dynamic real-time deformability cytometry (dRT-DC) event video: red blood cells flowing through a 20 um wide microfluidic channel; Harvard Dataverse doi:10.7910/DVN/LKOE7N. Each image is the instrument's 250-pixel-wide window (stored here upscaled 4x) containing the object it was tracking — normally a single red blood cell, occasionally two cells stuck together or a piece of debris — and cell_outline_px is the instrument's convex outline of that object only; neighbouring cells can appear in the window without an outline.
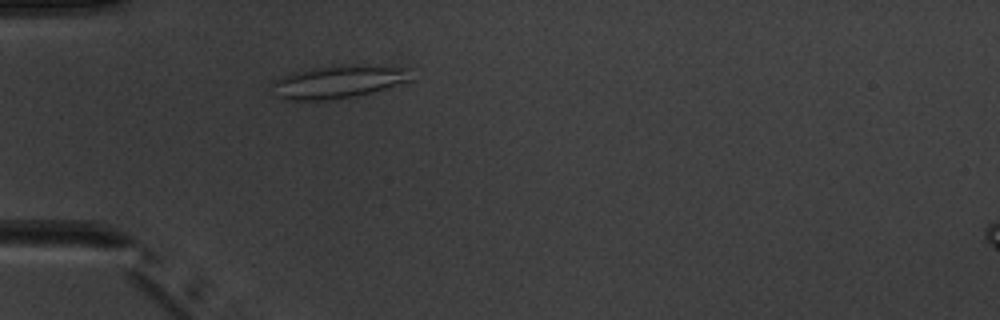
{"species": "common noctule bat (a hibernating species)", "species_latin": "Nyctalus noctula", "temperature_condition": "warm", "stored_images_in_passage": 2, "camera_frame_rate_fps": 3000, "um_per_image_px": 0.085, "animal": {"sex": "male", "body_mass_g": 20.1, "forearm_length_mm": 53.5}, "frame": {"image": 1, "passage_image": 2, "time_ms": 1.0, "image_size_px": [1000, 320], "cell_outline_px": [[412, 80], [372, 92], [356, 96], [332, 100], [288, 100], [276, 96], [272, 84], [276, 80], [284, 76], [296, 72], [316, 68], [352, 64], [412, 68]], "centroid_in_image_um": [28.83, 6.96], "position_along_channel_um": 56.2, "area_um2": 26.41}}